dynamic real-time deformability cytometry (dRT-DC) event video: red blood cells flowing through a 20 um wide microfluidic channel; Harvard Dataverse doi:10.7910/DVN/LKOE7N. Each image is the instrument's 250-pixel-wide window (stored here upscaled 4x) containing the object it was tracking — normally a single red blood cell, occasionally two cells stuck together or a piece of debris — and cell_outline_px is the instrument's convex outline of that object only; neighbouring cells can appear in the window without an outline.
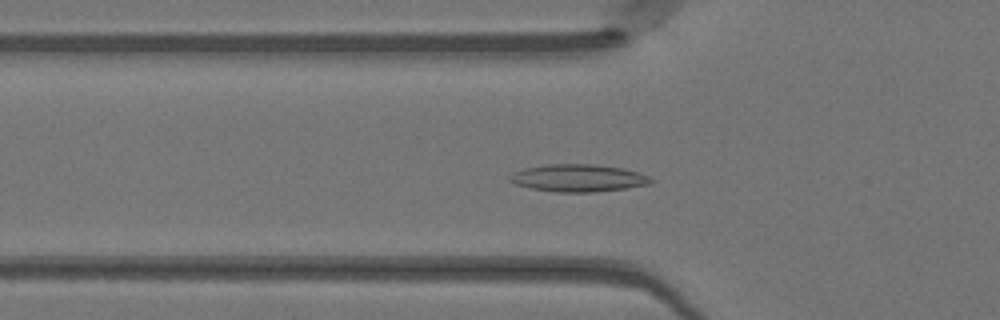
{"species": "Egyptian fruit bat (a non-hibernating species)", "species_latin": "Rousettus aegyptiacus", "temperature_condition": "warm", "stored_images_in_passage": 49, "camera_frame_rate_fps": 3000, "um_per_image_px": 0.085, "animal": {"sex": "female"}, "frame": {"image": 1, "passage_image": 16, "time_ms": 5.0, "image_size_px": [1000, 320], "cell_outline_px": [[656, 180], [652, 184], [624, 188], [592, 192], [556, 192], [528, 188], [516, 184], [508, 180], [508, 176], [512, 172], [524, 168], [548, 164], [588, 164], [624, 168], [648, 176]], "centroid_in_image_um": [49.12, 15.13], "position_along_channel_um": 76.7, "area_um2": 22.6}}
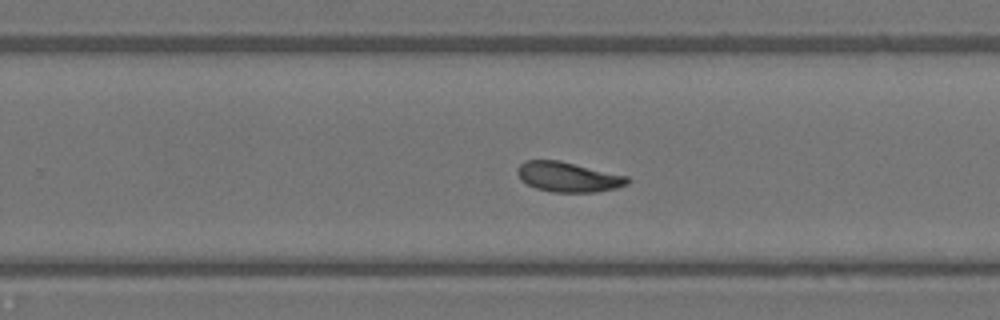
{"frame": {"image": 2, "passage_image": 31, "time_ms": 10.0, "image_size_px": [1000, 320], "cell_outline_px": [[632, 180], [628, 184], [616, 188], [596, 192], [552, 192], [536, 188], [520, 180], [516, 172], [516, 168], [524, 160], [560, 160], [628, 176]], "centroid_in_image_um": [48.29, 15.03], "position_along_channel_um": 281.5, "area_um2": 19.42}}
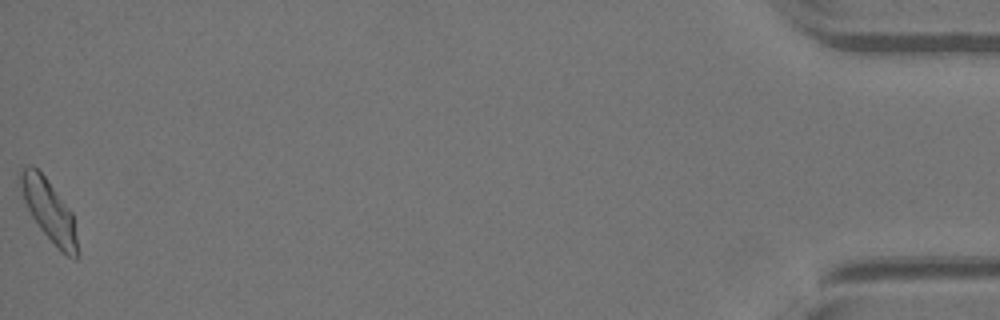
{"frame": {"image": 3, "passage_image": 49, "time_ms": 16.0, "image_size_px": [1000, 320], "cell_outline_px": [[76, 260], [60, 252], [40, 228], [32, 216], [24, 200], [20, 184], [20, 172], [24, 164], [32, 164], [44, 176], [72, 212], [76, 240]], "centroid_in_image_um": [4.14, 17.86], "position_along_channel_um": 431.1, "area_um2": 19.83}, "authors_computed_cell_mechanics": {"area_um2": 19.7676, "velocity_mm_per_s": 4.0914, "shape_relaxation_time_tau1_ms": 5.5848, "shape_relaxation_time_tau2_ms": 2.277, "deformation_change_tau1": 0.1392, "deformation_change_tau2": 0.0722}}